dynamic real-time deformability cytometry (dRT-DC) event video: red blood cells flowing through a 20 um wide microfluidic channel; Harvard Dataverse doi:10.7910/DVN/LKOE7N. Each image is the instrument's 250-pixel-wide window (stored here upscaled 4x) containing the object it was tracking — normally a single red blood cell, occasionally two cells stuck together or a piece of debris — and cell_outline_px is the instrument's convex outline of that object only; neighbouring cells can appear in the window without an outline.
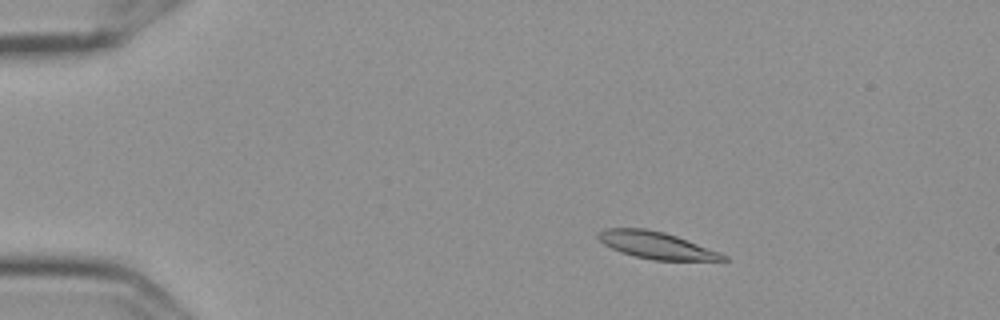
{"species": "Egyptian fruit bat (a non-hibernating species)", "species_latin": "Rousettus aegyptiacus", "temperature_condition": "cold", "stored_images_in_passage": 56, "camera_frame_rate_fps": 3000, "um_per_image_px": 0.085, "frame": {"image": 1, "passage_image": 9, "time_ms": 2.667, "image_size_px": [1000, 320], "cell_outline_px": [[728, 260], [652, 260], [620, 252], [604, 244], [596, 236], [596, 232], [604, 228], [644, 228], [664, 232], [676, 236], [720, 252], [728, 256]], "centroid_in_image_um": [55.75, 20.83], "position_along_channel_um": 29.2, "area_um2": 19.54}}
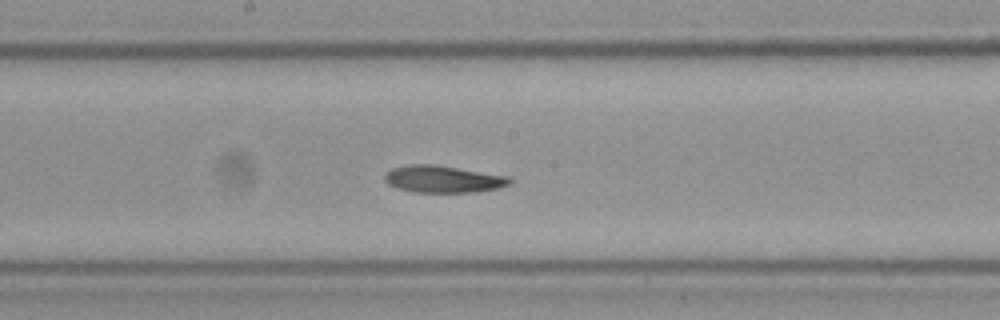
{"frame": {"image": 2, "passage_image": 30, "time_ms": 9.667, "image_size_px": [1000, 320], "cell_outline_px": [[512, 184], [496, 188], [476, 192], [412, 192], [396, 188], [388, 184], [384, 180], [384, 172], [392, 168], [412, 164], [432, 164], [508, 176], [512, 180]], "centroid_in_image_um": [37.62, 15.23], "position_along_channel_um": 210.6, "area_um2": 19.71}}
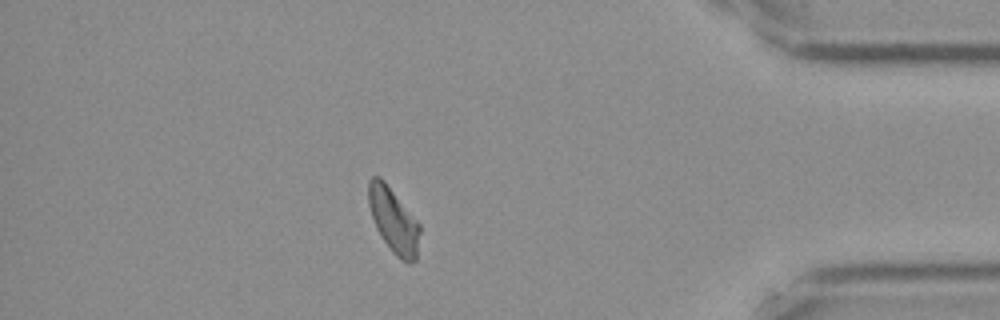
{"frame": {"image": 3, "passage_image": 49, "time_ms": 16.0, "image_size_px": [1000, 320], "cell_outline_px": [[420, 232], [416, 260], [408, 264], [400, 260], [392, 252], [376, 228], [368, 204], [368, 180], [372, 176], [380, 176], [384, 180], [420, 224]], "centroid_in_image_um": [33.45, 18.74], "position_along_channel_um": 401.8, "area_um2": 19.42}, "authors_computed_cell_mechanics": {"area_um2": 19.7676, "velocity_mm_per_s": 3.5688, "shape_relaxation_time_tau1_ms": 4.7972, "shape_relaxation_time_tau2_ms": null, "deformation_change_tau1": 0.1549, "deformation_change_tau2": null}}